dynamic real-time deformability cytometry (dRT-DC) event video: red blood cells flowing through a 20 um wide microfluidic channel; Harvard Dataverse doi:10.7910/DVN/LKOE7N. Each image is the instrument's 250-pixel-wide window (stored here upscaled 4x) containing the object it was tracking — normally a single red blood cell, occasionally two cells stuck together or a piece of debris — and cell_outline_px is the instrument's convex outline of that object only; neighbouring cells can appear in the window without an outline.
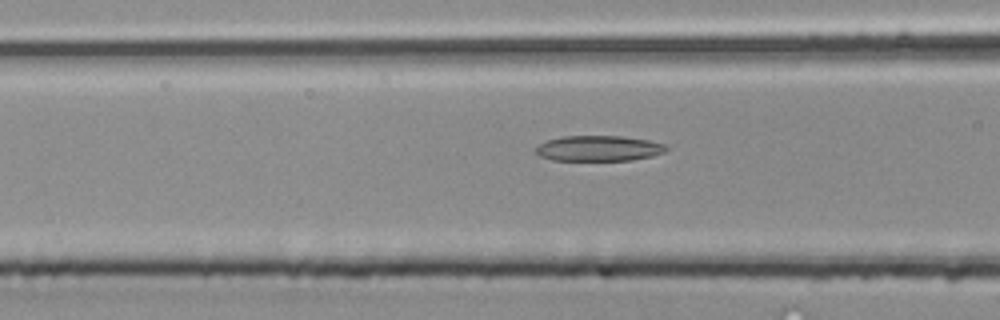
{"species": "common noctule bat (a hibernating species)", "species_latin": "Nyctalus noctula", "temperature_condition": "room temperature", "stored_images_in_passage": 9, "camera_frame_rate_fps": 3000, "um_per_image_px": 0.085, "animal": {"sex": "male", "body_mass_g": 20.4}, "frame": {"image": 1, "passage_image": 7, "time_ms": 2.0, "image_size_px": [1000, 320], "cell_outline_px": [[668, 148], [664, 152], [652, 156], [632, 160], [552, 160], [540, 156], [536, 152], [536, 148], [540, 144], [548, 140], [564, 136], [620, 136], [648, 140], [664, 144]], "centroid_in_image_um": [50.9, 12.61], "position_along_channel_um": 115.7, "area_um2": 19.19}}